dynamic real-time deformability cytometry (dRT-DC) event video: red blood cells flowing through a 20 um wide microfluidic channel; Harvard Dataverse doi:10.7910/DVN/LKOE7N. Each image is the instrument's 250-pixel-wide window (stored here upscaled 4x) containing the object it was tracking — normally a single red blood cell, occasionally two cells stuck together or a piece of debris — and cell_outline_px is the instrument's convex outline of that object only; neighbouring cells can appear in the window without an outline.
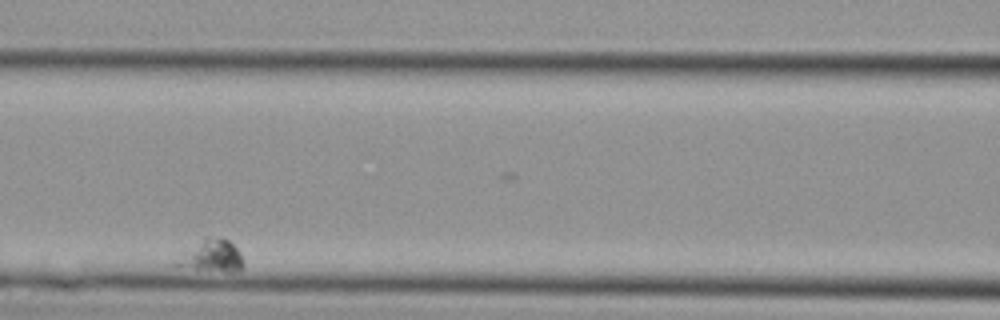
{"species": "Egyptian fruit bat (a non-hibernating species)", "species_latin": "Rousettus aegyptiacus", "temperature_condition": "cold", "stored_images_in_passage": 6, "segment_of_instrument_passage": [2, 2], "camera_frame_rate_fps": 3000, "um_per_image_px": 0.085, "animal": {"sex": "female"}, "frame": {"image": 1, "passage_image": 3, "time_ms": 0.667, "image_size_px": [1000, 320], "cell_outline_px": [[244, 268], [232, 272], [196, 268], [172, 264], [184, 252], [204, 236], [216, 236], [228, 240], [240, 252], [244, 260]], "centroid_in_image_um": [18.05, 21.72], "position_along_channel_um": 148.6, "area_um2": 12.31}}
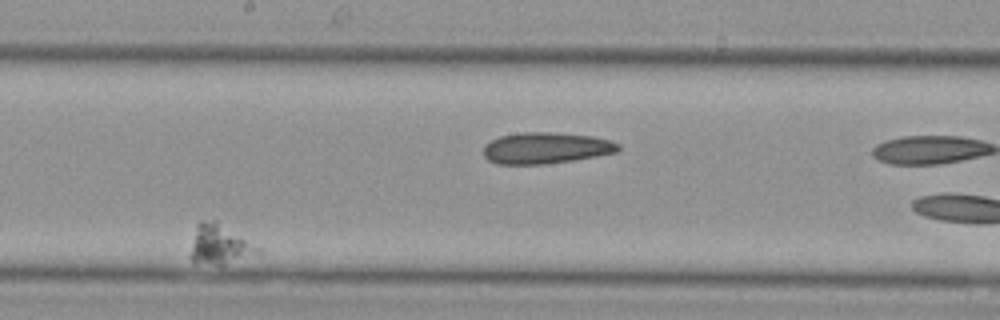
{"frame": {"image": 2, "passage_image": 5, "time_ms": 1.333, "image_size_px": [1000, 320], "cell_outline_px": [[260, 252], [224, 264], [192, 264], [192, 244], [196, 224], [200, 220], [216, 220], [260, 248]], "centroid_in_image_um": [18.62, 20.77], "position_along_channel_um": 229.6, "area_um2": 15.14}}
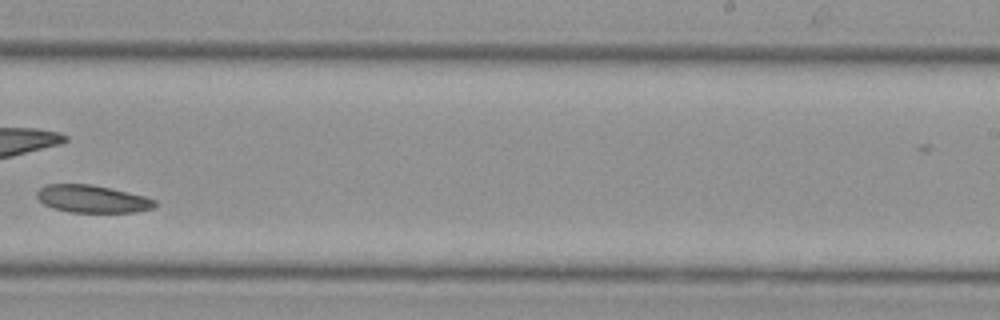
{"frame": {"image": 3, "passage_image": 6, "time_ms": 1.667, "image_size_px": [1000, 320], "cell_outline_px": [[156, 204], [152, 208], [136, 212], [68, 212], [52, 208], [44, 204], [36, 196], [36, 192], [40, 188], [48, 184], [92, 184], [128, 192], [144, 196], [156, 200]], "centroid_in_image_um": [7.83, 16.91], "position_along_channel_um": 281.2, "area_um2": 18.9}}